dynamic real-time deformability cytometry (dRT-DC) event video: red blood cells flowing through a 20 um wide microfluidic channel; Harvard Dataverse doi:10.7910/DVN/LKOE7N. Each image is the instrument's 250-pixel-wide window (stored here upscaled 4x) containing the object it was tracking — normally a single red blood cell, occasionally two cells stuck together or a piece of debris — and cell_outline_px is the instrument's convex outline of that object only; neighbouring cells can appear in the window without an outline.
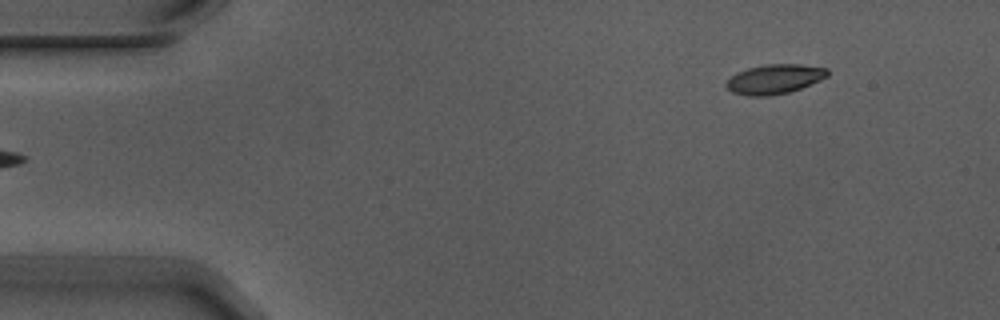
{"species": "Egyptian fruit bat (a non-hibernating species)", "species_latin": "Rousettus aegyptiacus", "temperature_condition": "warm", "stored_images_in_passage": 5, "segment_of_instrument_passage": [2, 2], "camera_frame_rate_fps": 3000, "um_per_image_px": 0.085, "animal": {"sex": "male"}, "frame": {"image": 1, "passage_image": 5, "time_ms": 1.333, "image_size_px": [1000, 320], "cell_outline_px": [[828, 76], [820, 80], [800, 88], [788, 92], [768, 96], [748, 96], [732, 92], [724, 84], [736, 72], [748, 68], [764, 64], [800, 64], [828, 68]], "centroid_in_image_um": [65.82, 6.71], "position_along_channel_um": 19.2, "area_um2": 17.4}}